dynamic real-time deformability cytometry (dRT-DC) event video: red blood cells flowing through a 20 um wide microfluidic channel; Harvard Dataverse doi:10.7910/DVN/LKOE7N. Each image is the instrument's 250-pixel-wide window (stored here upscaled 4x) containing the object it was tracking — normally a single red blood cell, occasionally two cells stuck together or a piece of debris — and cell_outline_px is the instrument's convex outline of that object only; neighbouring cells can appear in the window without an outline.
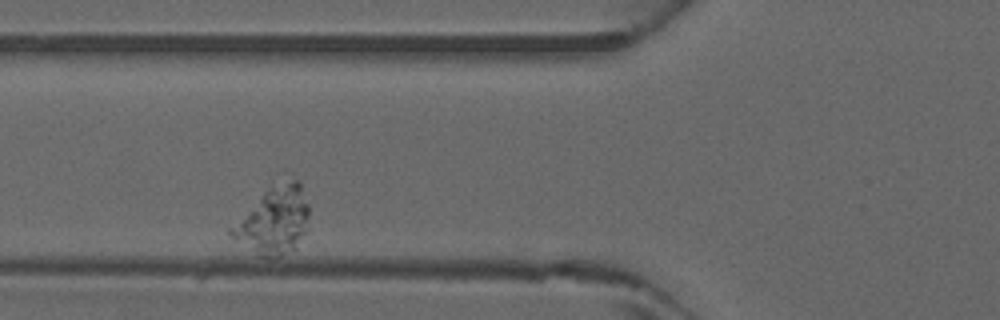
{"species": "common noctule bat (a hibernating species)", "species_latin": "Nyctalus noctula", "temperature_condition": "warm", "stored_images_in_passage": 6, "camera_frame_rate_fps": 3000, "um_per_image_px": 0.085, "animal": {"sex": "male", "forearm_length_mm": 52.5}, "frame": {"image": 1, "passage_image": 5, "time_ms": 1.333, "image_size_px": [1000, 320], "cell_outline_px": [[308, 232], [296, 248], [280, 256], [260, 256], [232, 236], [228, 232], [228, 228], [264, 192], [288, 172], [300, 180], [308, 204]], "centroid_in_image_um": [23.34, 18.65], "position_along_channel_um": 102.5, "area_um2": 30.92}}
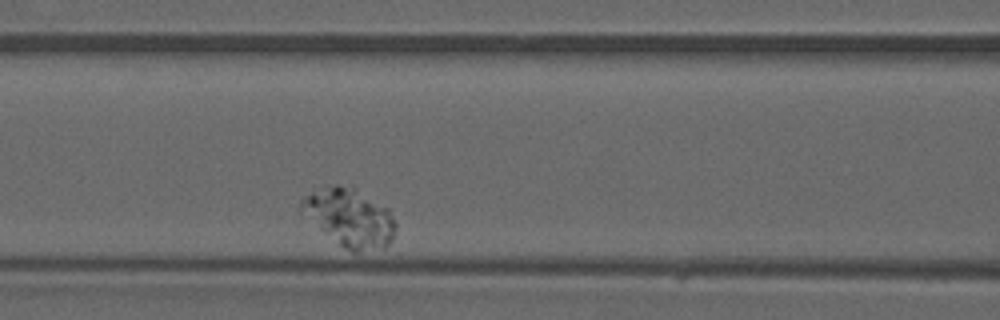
{"frame": {"image": 2, "passage_image": 6, "time_ms": 1.667, "image_size_px": [1000, 320], "cell_outline_px": [[396, 228], [392, 240], [384, 248], [356, 252], [352, 252], [336, 244], [320, 228], [300, 204], [300, 200], [312, 188], [324, 184], [352, 184], [388, 208], [396, 224]], "centroid_in_image_um": [29.75, 18.43], "position_along_channel_um": 136.8, "area_um2": 32.25}}